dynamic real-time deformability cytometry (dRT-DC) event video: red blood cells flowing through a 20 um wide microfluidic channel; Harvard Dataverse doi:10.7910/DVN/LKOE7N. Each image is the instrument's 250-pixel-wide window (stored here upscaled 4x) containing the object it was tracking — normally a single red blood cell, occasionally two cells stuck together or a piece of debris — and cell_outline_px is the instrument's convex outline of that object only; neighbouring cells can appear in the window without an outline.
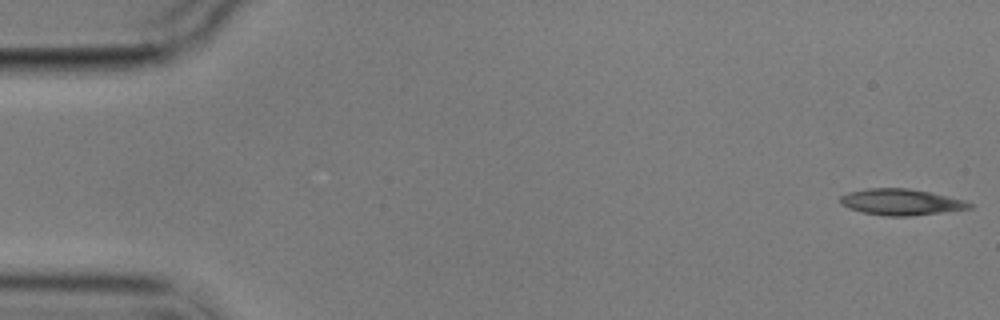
{"species": "common noctule bat (a hibernating species)", "species_latin": "Nyctalus noctula", "temperature_condition": "cold", "stored_images_in_passage": 5, "camera_frame_rate_fps": 3000, "um_per_image_px": 0.085, "animal": {"sex": "male", "body_mass_g": 17.9}, "frame": {"image": 1, "passage_image": 1, "time_ms": 0.0, "image_size_px": [1000, 320], "cell_outline_px": [[972, 208], [908, 216], [884, 216], [864, 212], [848, 208], [840, 204], [840, 196], [848, 192], [868, 188], [908, 188], [928, 192], [964, 200], [972, 204]], "centroid_in_image_um": [76.53, 17.17], "position_along_channel_um": 8.5, "area_um2": 19.48}}
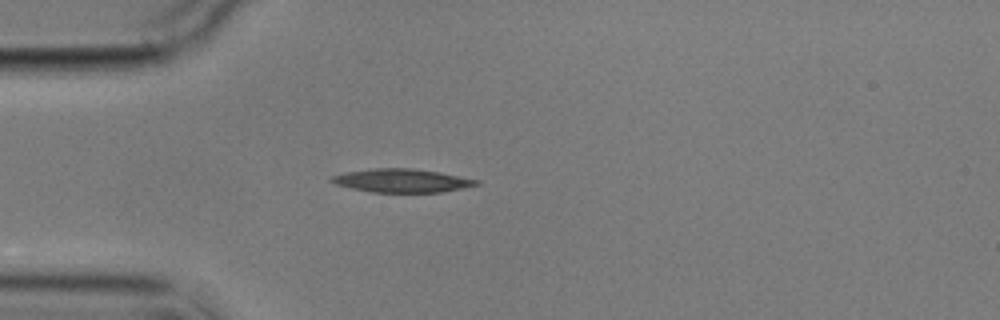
{"frame": {"image": 2, "passage_image": 5, "time_ms": 4.667, "image_size_px": [1000, 320], "cell_outline_px": [[480, 184], [440, 192], [372, 192], [352, 188], [336, 184], [328, 180], [332, 176], [344, 172], [372, 168], [412, 168], [440, 172], [480, 180]], "centroid_in_image_um": [34.14, 15.34], "position_along_channel_um": 50.9, "area_um2": 19.71}}